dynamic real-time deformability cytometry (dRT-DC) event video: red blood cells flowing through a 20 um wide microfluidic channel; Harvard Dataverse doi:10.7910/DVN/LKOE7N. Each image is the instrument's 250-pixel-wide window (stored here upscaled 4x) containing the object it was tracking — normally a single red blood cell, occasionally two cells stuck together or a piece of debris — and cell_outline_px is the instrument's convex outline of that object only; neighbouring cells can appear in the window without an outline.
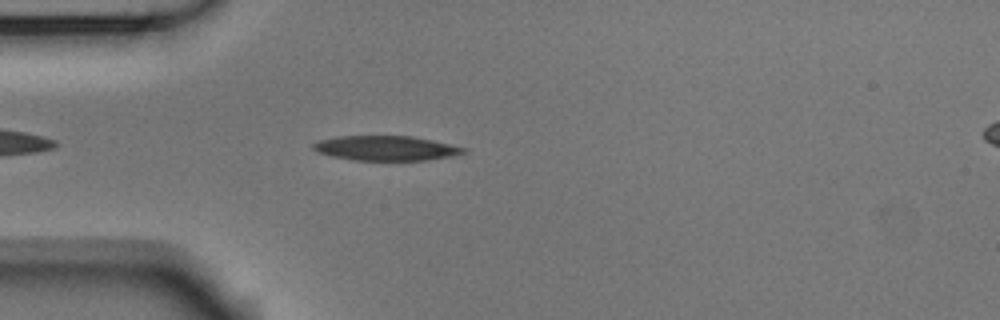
{"species": "Egyptian fruit bat (a non-hibernating species)", "species_latin": "Rousettus aegyptiacus", "temperature_condition": "room temperature", "stored_images_in_passage": 35, "camera_frame_rate_fps": 3000, "um_per_image_px": 0.085, "animal": {"sex": "male"}, "frame": {"image": 1, "passage_image": 4, "time_ms": 1.0, "image_size_px": [1000, 320], "cell_outline_px": [[468, 152], [452, 156], [428, 160], [356, 160], [332, 156], [316, 152], [312, 148], [312, 144], [320, 140], [340, 136], [412, 136], [432, 140], [468, 148]], "centroid_in_image_um": [32.84, 12.59], "position_along_channel_um": 52.2, "area_um2": 21.68}}
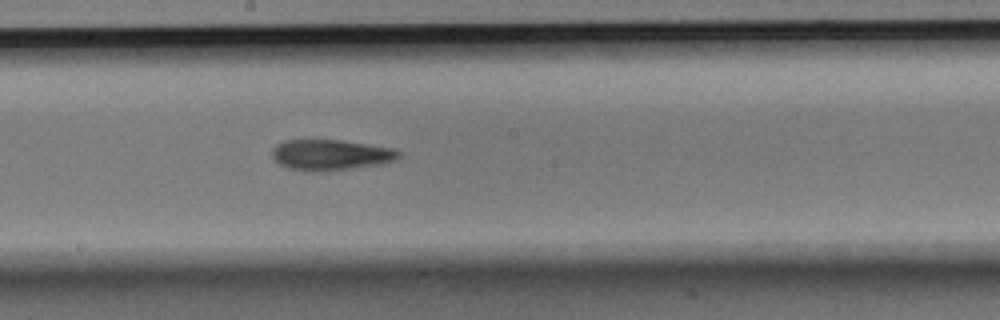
{"frame": {"image": 2, "passage_image": 18, "time_ms": 5.667, "image_size_px": [1000, 320], "cell_outline_px": [[400, 156], [392, 160], [380, 164], [348, 168], [292, 168], [280, 164], [272, 156], [272, 148], [276, 144], [284, 140], [340, 140], [368, 144], [392, 148], [400, 152]], "centroid_in_image_um": [28.11, 13.1], "position_along_channel_um": 220.1, "area_um2": 21.39}}
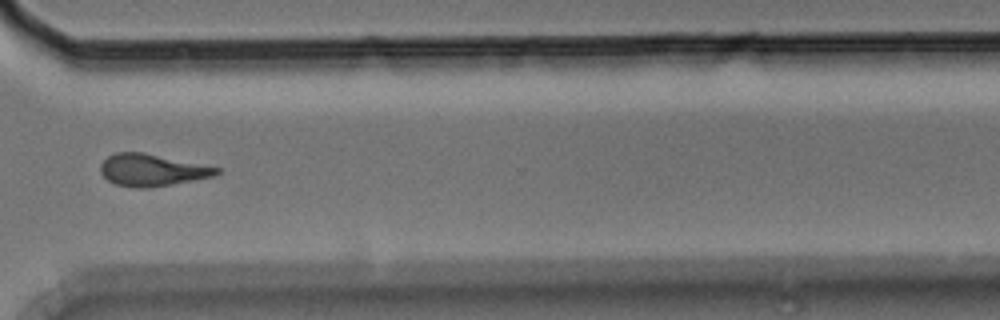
{"frame": {"image": 3, "passage_image": 29, "time_ms": 9.333, "image_size_px": [1000, 320], "cell_outline_px": [[220, 172], [212, 176], [148, 188], [136, 188], [116, 184], [108, 180], [100, 172], [100, 164], [108, 156], [116, 152], [144, 152], [220, 168]], "centroid_in_image_um": [12.87, 14.44], "position_along_channel_um": 357.7, "area_um2": 21.33}, "authors_computed_cell_mechanics": {"area_um2": 22.1374, "velocity_mm_per_s": 3.7601, "shape_relaxation_time_tau1_ms": 4.8502, "shape_relaxation_time_tau2_ms": 4.952, "deformation_change_tau1": 0.1629, "deformation_change_tau2": 0.1513}}